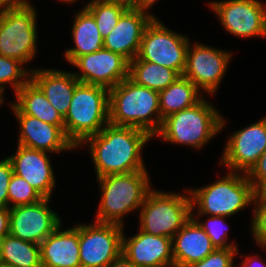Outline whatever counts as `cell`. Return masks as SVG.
<instances>
[{
  "mask_svg": "<svg viewBox=\"0 0 266 267\" xmlns=\"http://www.w3.org/2000/svg\"><path fill=\"white\" fill-rule=\"evenodd\" d=\"M152 138L141 129L109 123L98 134L87 137L77 148L84 144L89 147L96 178H99L147 169L142 150Z\"/></svg>",
  "mask_w": 266,
  "mask_h": 267,
  "instance_id": "cell-1",
  "label": "cell"
},
{
  "mask_svg": "<svg viewBox=\"0 0 266 267\" xmlns=\"http://www.w3.org/2000/svg\"><path fill=\"white\" fill-rule=\"evenodd\" d=\"M162 122L158 91L137 85L129 78L109 90L110 124L141 129L154 140Z\"/></svg>",
  "mask_w": 266,
  "mask_h": 267,
  "instance_id": "cell-2",
  "label": "cell"
},
{
  "mask_svg": "<svg viewBox=\"0 0 266 267\" xmlns=\"http://www.w3.org/2000/svg\"><path fill=\"white\" fill-rule=\"evenodd\" d=\"M98 181L100 202L95 222L124 226V216L139 210L151 190L147 169L102 176Z\"/></svg>",
  "mask_w": 266,
  "mask_h": 267,
  "instance_id": "cell-3",
  "label": "cell"
},
{
  "mask_svg": "<svg viewBox=\"0 0 266 267\" xmlns=\"http://www.w3.org/2000/svg\"><path fill=\"white\" fill-rule=\"evenodd\" d=\"M203 97L194 106L164 118L154 137L192 149L199 150L206 146L205 144L223 131L226 120L218 109Z\"/></svg>",
  "mask_w": 266,
  "mask_h": 267,
  "instance_id": "cell-4",
  "label": "cell"
},
{
  "mask_svg": "<svg viewBox=\"0 0 266 267\" xmlns=\"http://www.w3.org/2000/svg\"><path fill=\"white\" fill-rule=\"evenodd\" d=\"M188 191L191 198L192 218L231 217L252 205L256 194L246 173L231 171H227L225 176L209 185L191 188Z\"/></svg>",
  "mask_w": 266,
  "mask_h": 267,
  "instance_id": "cell-5",
  "label": "cell"
},
{
  "mask_svg": "<svg viewBox=\"0 0 266 267\" xmlns=\"http://www.w3.org/2000/svg\"><path fill=\"white\" fill-rule=\"evenodd\" d=\"M109 124V89L79 82L66 116L64 132L77 148Z\"/></svg>",
  "mask_w": 266,
  "mask_h": 267,
  "instance_id": "cell-6",
  "label": "cell"
},
{
  "mask_svg": "<svg viewBox=\"0 0 266 267\" xmlns=\"http://www.w3.org/2000/svg\"><path fill=\"white\" fill-rule=\"evenodd\" d=\"M188 194L149 191L139 209V228L141 231L155 235L173 238L174 235L192 217L191 198Z\"/></svg>",
  "mask_w": 266,
  "mask_h": 267,
  "instance_id": "cell-7",
  "label": "cell"
},
{
  "mask_svg": "<svg viewBox=\"0 0 266 267\" xmlns=\"http://www.w3.org/2000/svg\"><path fill=\"white\" fill-rule=\"evenodd\" d=\"M30 2L0 12V55L31 62L37 53V11Z\"/></svg>",
  "mask_w": 266,
  "mask_h": 267,
  "instance_id": "cell-8",
  "label": "cell"
},
{
  "mask_svg": "<svg viewBox=\"0 0 266 267\" xmlns=\"http://www.w3.org/2000/svg\"><path fill=\"white\" fill-rule=\"evenodd\" d=\"M189 43V37L169 29L158 18L153 19L144 31L136 58L171 68L181 76Z\"/></svg>",
  "mask_w": 266,
  "mask_h": 267,
  "instance_id": "cell-9",
  "label": "cell"
},
{
  "mask_svg": "<svg viewBox=\"0 0 266 267\" xmlns=\"http://www.w3.org/2000/svg\"><path fill=\"white\" fill-rule=\"evenodd\" d=\"M123 226L93 222L79 224L81 267H111L122 258Z\"/></svg>",
  "mask_w": 266,
  "mask_h": 267,
  "instance_id": "cell-10",
  "label": "cell"
},
{
  "mask_svg": "<svg viewBox=\"0 0 266 267\" xmlns=\"http://www.w3.org/2000/svg\"><path fill=\"white\" fill-rule=\"evenodd\" d=\"M193 44L190 42L187 48L183 76L191 80L202 93L213 96L227 72L232 52L204 43Z\"/></svg>",
  "mask_w": 266,
  "mask_h": 267,
  "instance_id": "cell-11",
  "label": "cell"
},
{
  "mask_svg": "<svg viewBox=\"0 0 266 267\" xmlns=\"http://www.w3.org/2000/svg\"><path fill=\"white\" fill-rule=\"evenodd\" d=\"M225 31L240 38H266V5L259 0H224L208 3Z\"/></svg>",
  "mask_w": 266,
  "mask_h": 267,
  "instance_id": "cell-12",
  "label": "cell"
},
{
  "mask_svg": "<svg viewBox=\"0 0 266 267\" xmlns=\"http://www.w3.org/2000/svg\"><path fill=\"white\" fill-rule=\"evenodd\" d=\"M227 140L220 164L247 174L266 150V117L234 131Z\"/></svg>",
  "mask_w": 266,
  "mask_h": 267,
  "instance_id": "cell-13",
  "label": "cell"
},
{
  "mask_svg": "<svg viewBox=\"0 0 266 267\" xmlns=\"http://www.w3.org/2000/svg\"><path fill=\"white\" fill-rule=\"evenodd\" d=\"M50 198L9 209V234L23 241L41 244L60 224V216L49 206Z\"/></svg>",
  "mask_w": 266,
  "mask_h": 267,
  "instance_id": "cell-14",
  "label": "cell"
},
{
  "mask_svg": "<svg viewBox=\"0 0 266 267\" xmlns=\"http://www.w3.org/2000/svg\"><path fill=\"white\" fill-rule=\"evenodd\" d=\"M71 65L78 68L73 74L80 82L109 90L128 78L129 62L105 48L78 57Z\"/></svg>",
  "mask_w": 266,
  "mask_h": 267,
  "instance_id": "cell-15",
  "label": "cell"
},
{
  "mask_svg": "<svg viewBox=\"0 0 266 267\" xmlns=\"http://www.w3.org/2000/svg\"><path fill=\"white\" fill-rule=\"evenodd\" d=\"M122 259L139 267H174L172 238L155 236L140 229L128 238L123 231Z\"/></svg>",
  "mask_w": 266,
  "mask_h": 267,
  "instance_id": "cell-16",
  "label": "cell"
},
{
  "mask_svg": "<svg viewBox=\"0 0 266 267\" xmlns=\"http://www.w3.org/2000/svg\"><path fill=\"white\" fill-rule=\"evenodd\" d=\"M10 106L20 126L17 144L52 154L75 150L76 147L59 126L23 114L12 103Z\"/></svg>",
  "mask_w": 266,
  "mask_h": 267,
  "instance_id": "cell-17",
  "label": "cell"
},
{
  "mask_svg": "<svg viewBox=\"0 0 266 267\" xmlns=\"http://www.w3.org/2000/svg\"><path fill=\"white\" fill-rule=\"evenodd\" d=\"M17 145L15 154L7 157L13 173L26 180L44 198L51 199L57 183L49 152Z\"/></svg>",
  "mask_w": 266,
  "mask_h": 267,
  "instance_id": "cell-18",
  "label": "cell"
},
{
  "mask_svg": "<svg viewBox=\"0 0 266 267\" xmlns=\"http://www.w3.org/2000/svg\"><path fill=\"white\" fill-rule=\"evenodd\" d=\"M153 19L147 13L129 8L104 39V48L131 62L137 57L144 31Z\"/></svg>",
  "mask_w": 266,
  "mask_h": 267,
  "instance_id": "cell-19",
  "label": "cell"
},
{
  "mask_svg": "<svg viewBox=\"0 0 266 267\" xmlns=\"http://www.w3.org/2000/svg\"><path fill=\"white\" fill-rule=\"evenodd\" d=\"M60 224L40 246L42 267H81L79 224L62 230Z\"/></svg>",
  "mask_w": 266,
  "mask_h": 267,
  "instance_id": "cell-20",
  "label": "cell"
},
{
  "mask_svg": "<svg viewBox=\"0 0 266 267\" xmlns=\"http://www.w3.org/2000/svg\"><path fill=\"white\" fill-rule=\"evenodd\" d=\"M210 237L191 217L172 238L174 267H188L215 250Z\"/></svg>",
  "mask_w": 266,
  "mask_h": 267,
  "instance_id": "cell-21",
  "label": "cell"
},
{
  "mask_svg": "<svg viewBox=\"0 0 266 267\" xmlns=\"http://www.w3.org/2000/svg\"><path fill=\"white\" fill-rule=\"evenodd\" d=\"M30 79L64 118L68 112L75 87L80 82L74 76L73 71L35 68L30 72Z\"/></svg>",
  "mask_w": 266,
  "mask_h": 267,
  "instance_id": "cell-22",
  "label": "cell"
},
{
  "mask_svg": "<svg viewBox=\"0 0 266 267\" xmlns=\"http://www.w3.org/2000/svg\"><path fill=\"white\" fill-rule=\"evenodd\" d=\"M71 34L75 47L66 49L65 60L72 64L78 57L104 48V39L92 14L83 7L74 16Z\"/></svg>",
  "mask_w": 266,
  "mask_h": 267,
  "instance_id": "cell-23",
  "label": "cell"
},
{
  "mask_svg": "<svg viewBox=\"0 0 266 267\" xmlns=\"http://www.w3.org/2000/svg\"><path fill=\"white\" fill-rule=\"evenodd\" d=\"M12 104L23 114L38 118L64 131V118L50 104L41 89L29 79L16 93Z\"/></svg>",
  "mask_w": 266,
  "mask_h": 267,
  "instance_id": "cell-24",
  "label": "cell"
},
{
  "mask_svg": "<svg viewBox=\"0 0 266 267\" xmlns=\"http://www.w3.org/2000/svg\"><path fill=\"white\" fill-rule=\"evenodd\" d=\"M196 85L184 77L179 76L164 90L159 91V109L162 120L167 116L183 109L194 106L203 97Z\"/></svg>",
  "mask_w": 266,
  "mask_h": 267,
  "instance_id": "cell-25",
  "label": "cell"
},
{
  "mask_svg": "<svg viewBox=\"0 0 266 267\" xmlns=\"http://www.w3.org/2000/svg\"><path fill=\"white\" fill-rule=\"evenodd\" d=\"M180 75L173 69L156 63L134 58L129 62L128 78L135 84L161 91L172 84Z\"/></svg>",
  "mask_w": 266,
  "mask_h": 267,
  "instance_id": "cell-26",
  "label": "cell"
},
{
  "mask_svg": "<svg viewBox=\"0 0 266 267\" xmlns=\"http://www.w3.org/2000/svg\"><path fill=\"white\" fill-rule=\"evenodd\" d=\"M2 263L10 267H42L40 246L10 234L0 239Z\"/></svg>",
  "mask_w": 266,
  "mask_h": 267,
  "instance_id": "cell-27",
  "label": "cell"
},
{
  "mask_svg": "<svg viewBox=\"0 0 266 267\" xmlns=\"http://www.w3.org/2000/svg\"><path fill=\"white\" fill-rule=\"evenodd\" d=\"M88 2L84 7L94 17L103 39L112 32L120 17L129 9V7L121 3L100 0H90Z\"/></svg>",
  "mask_w": 266,
  "mask_h": 267,
  "instance_id": "cell-28",
  "label": "cell"
},
{
  "mask_svg": "<svg viewBox=\"0 0 266 267\" xmlns=\"http://www.w3.org/2000/svg\"><path fill=\"white\" fill-rule=\"evenodd\" d=\"M15 59L0 55V92L5 93L6 85H10L16 93L29 79L32 69ZM24 68V69H23ZM29 69V70H28Z\"/></svg>",
  "mask_w": 266,
  "mask_h": 267,
  "instance_id": "cell-29",
  "label": "cell"
},
{
  "mask_svg": "<svg viewBox=\"0 0 266 267\" xmlns=\"http://www.w3.org/2000/svg\"><path fill=\"white\" fill-rule=\"evenodd\" d=\"M9 209L20 205L35 204L44 197L26 180L13 173L8 186Z\"/></svg>",
  "mask_w": 266,
  "mask_h": 267,
  "instance_id": "cell-30",
  "label": "cell"
},
{
  "mask_svg": "<svg viewBox=\"0 0 266 267\" xmlns=\"http://www.w3.org/2000/svg\"><path fill=\"white\" fill-rule=\"evenodd\" d=\"M229 217L225 216H210L206 222L200 221L199 218H193L200 227L206 232L210 237L212 244L215 248H228V247H238L235 244V240L228 241V224H226L225 219Z\"/></svg>",
  "mask_w": 266,
  "mask_h": 267,
  "instance_id": "cell-31",
  "label": "cell"
},
{
  "mask_svg": "<svg viewBox=\"0 0 266 267\" xmlns=\"http://www.w3.org/2000/svg\"><path fill=\"white\" fill-rule=\"evenodd\" d=\"M253 219L251 220L252 238L266 250V197L256 193L253 198Z\"/></svg>",
  "mask_w": 266,
  "mask_h": 267,
  "instance_id": "cell-32",
  "label": "cell"
},
{
  "mask_svg": "<svg viewBox=\"0 0 266 267\" xmlns=\"http://www.w3.org/2000/svg\"><path fill=\"white\" fill-rule=\"evenodd\" d=\"M238 252V247L216 248L206 258L188 267H237L234 262Z\"/></svg>",
  "mask_w": 266,
  "mask_h": 267,
  "instance_id": "cell-33",
  "label": "cell"
},
{
  "mask_svg": "<svg viewBox=\"0 0 266 267\" xmlns=\"http://www.w3.org/2000/svg\"><path fill=\"white\" fill-rule=\"evenodd\" d=\"M247 177L253 185L255 193L266 194V150L247 173Z\"/></svg>",
  "mask_w": 266,
  "mask_h": 267,
  "instance_id": "cell-34",
  "label": "cell"
},
{
  "mask_svg": "<svg viewBox=\"0 0 266 267\" xmlns=\"http://www.w3.org/2000/svg\"><path fill=\"white\" fill-rule=\"evenodd\" d=\"M13 175V167L6 157L0 160V206L9 208L8 186Z\"/></svg>",
  "mask_w": 266,
  "mask_h": 267,
  "instance_id": "cell-35",
  "label": "cell"
},
{
  "mask_svg": "<svg viewBox=\"0 0 266 267\" xmlns=\"http://www.w3.org/2000/svg\"><path fill=\"white\" fill-rule=\"evenodd\" d=\"M9 208L0 206V239L9 235Z\"/></svg>",
  "mask_w": 266,
  "mask_h": 267,
  "instance_id": "cell-36",
  "label": "cell"
},
{
  "mask_svg": "<svg viewBox=\"0 0 266 267\" xmlns=\"http://www.w3.org/2000/svg\"><path fill=\"white\" fill-rule=\"evenodd\" d=\"M158 0H133L131 9L141 11L144 13H147L148 15H151L154 19H157V17L151 12H149V9L155 5V2Z\"/></svg>",
  "mask_w": 266,
  "mask_h": 267,
  "instance_id": "cell-37",
  "label": "cell"
},
{
  "mask_svg": "<svg viewBox=\"0 0 266 267\" xmlns=\"http://www.w3.org/2000/svg\"><path fill=\"white\" fill-rule=\"evenodd\" d=\"M242 264L236 265L237 267H266V263L262 261L260 256L258 254H255L254 256H245L244 259H242Z\"/></svg>",
  "mask_w": 266,
  "mask_h": 267,
  "instance_id": "cell-38",
  "label": "cell"
},
{
  "mask_svg": "<svg viewBox=\"0 0 266 267\" xmlns=\"http://www.w3.org/2000/svg\"><path fill=\"white\" fill-rule=\"evenodd\" d=\"M27 0H0V12L23 7Z\"/></svg>",
  "mask_w": 266,
  "mask_h": 267,
  "instance_id": "cell-39",
  "label": "cell"
},
{
  "mask_svg": "<svg viewBox=\"0 0 266 267\" xmlns=\"http://www.w3.org/2000/svg\"><path fill=\"white\" fill-rule=\"evenodd\" d=\"M100 1L121 3V4L126 5L129 8L132 7V3H133V0H100Z\"/></svg>",
  "mask_w": 266,
  "mask_h": 267,
  "instance_id": "cell-40",
  "label": "cell"
},
{
  "mask_svg": "<svg viewBox=\"0 0 266 267\" xmlns=\"http://www.w3.org/2000/svg\"><path fill=\"white\" fill-rule=\"evenodd\" d=\"M111 267H139V266L131 265L121 258L117 263L113 264Z\"/></svg>",
  "mask_w": 266,
  "mask_h": 267,
  "instance_id": "cell-41",
  "label": "cell"
},
{
  "mask_svg": "<svg viewBox=\"0 0 266 267\" xmlns=\"http://www.w3.org/2000/svg\"><path fill=\"white\" fill-rule=\"evenodd\" d=\"M60 2H63V3H67V4H73V3H76L78 0H58Z\"/></svg>",
  "mask_w": 266,
  "mask_h": 267,
  "instance_id": "cell-42",
  "label": "cell"
},
{
  "mask_svg": "<svg viewBox=\"0 0 266 267\" xmlns=\"http://www.w3.org/2000/svg\"><path fill=\"white\" fill-rule=\"evenodd\" d=\"M4 95L3 93L0 92V107L2 106L3 102H4Z\"/></svg>",
  "mask_w": 266,
  "mask_h": 267,
  "instance_id": "cell-43",
  "label": "cell"
},
{
  "mask_svg": "<svg viewBox=\"0 0 266 267\" xmlns=\"http://www.w3.org/2000/svg\"><path fill=\"white\" fill-rule=\"evenodd\" d=\"M0 267H10L9 265L5 264V263H0Z\"/></svg>",
  "mask_w": 266,
  "mask_h": 267,
  "instance_id": "cell-44",
  "label": "cell"
},
{
  "mask_svg": "<svg viewBox=\"0 0 266 267\" xmlns=\"http://www.w3.org/2000/svg\"><path fill=\"white\" fill-rule=\"evenodd\" d=\"M2 262V259H1V246H0V263Z\"/></svg>",
  "mask_w": 266,
  "mask_h": 267,
  "instance_id": "cell-45",
  "label": "cell"
}]
</instances>
